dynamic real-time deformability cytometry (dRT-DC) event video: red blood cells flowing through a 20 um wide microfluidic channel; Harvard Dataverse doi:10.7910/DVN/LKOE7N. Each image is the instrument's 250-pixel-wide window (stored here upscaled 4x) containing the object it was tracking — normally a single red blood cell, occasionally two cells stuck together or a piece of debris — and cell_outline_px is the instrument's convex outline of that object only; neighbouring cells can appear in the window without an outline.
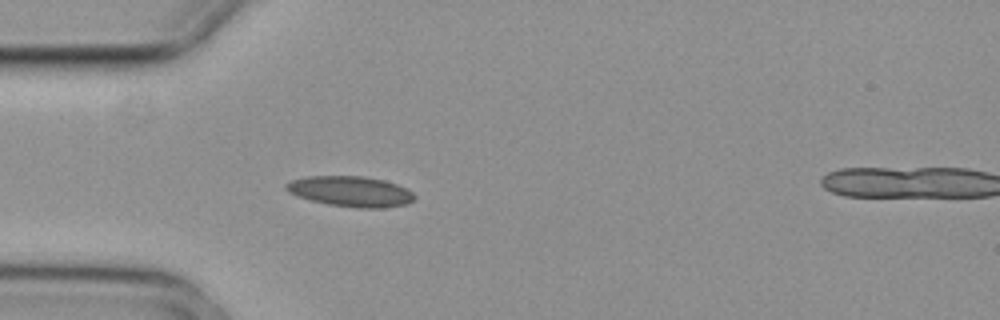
{"species": "common noctule bat (a hibernating species)", "species_latin": "Nyctalus noctula", "temperature_condition": "cold", "stored_images_in_passage": 4, "camera_frame_rate_fps": 3000, "um_per_image_px": 0.085, "animal": {"sex": "female", "body_mass_g": 29.2, "forearm_length_mm": 56.3}, "frame": {"image": 1, "passage_image": 3, "time_ms": 0.667, "image_size_px": [1000, 320], "cell_outline_px": [[416, 196], [408, 204], [384, 208], [356, 208], [328, 204], [296, 196], [288, 192], [284, 188], [284, 184], [292, 180], [308, 176], [364, 176], [384, 180], [408, 188]], "centroid_in_image_um": [29.81, 16.27], "position_along_channel_um": 55.2, "area_um2": 22.95}}